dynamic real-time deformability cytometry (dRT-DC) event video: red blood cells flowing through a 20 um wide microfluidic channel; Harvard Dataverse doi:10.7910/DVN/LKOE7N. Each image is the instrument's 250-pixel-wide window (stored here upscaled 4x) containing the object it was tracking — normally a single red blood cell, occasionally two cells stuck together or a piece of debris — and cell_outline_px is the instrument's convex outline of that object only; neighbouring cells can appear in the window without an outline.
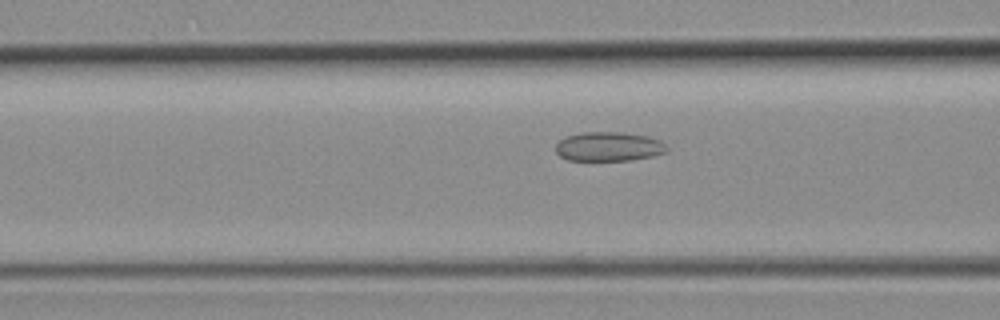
{"species": "common noctule bat (a hibernating species)", "species_latin": "Nyctalus noctula", "temperature_condition": "room temperature", "stored_images_in_passage": 5, "camera_frame_rate_fps": 3000, "um_per_image_px": 0.085, "animal": {"sex": "female", "body_mass_g": 19.3, "forearm_length_mm": 54.1}, "frame": {"image": 1, "passage_image": 5, "time_ms": 4.667, "image_size_px": [1000, 320], "cell_outline_px": [[668, 152], [652, 156], [632, 160], [568, 160], [560, 156], [556, 152], [556, 144], [564, 136], [584, 132], [620, 132], [648, 136], [660, 140], [668, 148]], "centroid_in_image_um": [51.75, 12.45], "position_along_channel_um": 114.9, "area_um2": 19.02}}